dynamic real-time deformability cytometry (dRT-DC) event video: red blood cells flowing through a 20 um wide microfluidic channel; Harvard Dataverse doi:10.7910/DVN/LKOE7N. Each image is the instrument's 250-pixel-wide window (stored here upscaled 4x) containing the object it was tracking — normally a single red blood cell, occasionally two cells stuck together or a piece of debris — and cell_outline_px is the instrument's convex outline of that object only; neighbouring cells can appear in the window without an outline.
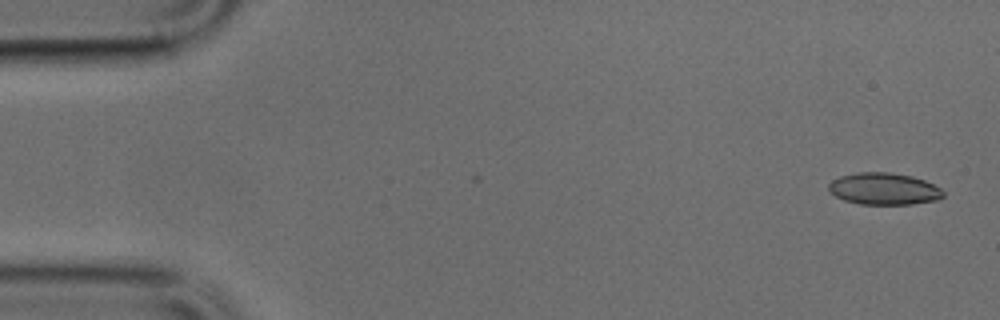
{"species": "common noctule bat (a hibernating species)", "species_latin": "Nyctalus noctula", "temperature_condition": "cold", "stored_images_in_passage": 2, "camera_frame_rate_fps": 3000, "um_per_image_px": 0.085, "animal": {"sex": "male", "body_mass_g": 17.9, "forearm_length_mm": 54.2}, "frame": {"image": 1, "passage_image": 2, "time_ms": 0.333, "image_size_px": [1000, 320], "cell_outline_px": [[944, 196], [940, 200], [912, 204], [860, 204], [844, 200], [828, 192], [828, 184], [832, 180], [840, 176], [860, 172], [892, 172], [912, 176], [924, 180], [940, 188], [944, 192]], "centroid_in_image_um": [75.14, 16.05], "position_along_channel_um": 9.9, "area_um2": 21.44}}